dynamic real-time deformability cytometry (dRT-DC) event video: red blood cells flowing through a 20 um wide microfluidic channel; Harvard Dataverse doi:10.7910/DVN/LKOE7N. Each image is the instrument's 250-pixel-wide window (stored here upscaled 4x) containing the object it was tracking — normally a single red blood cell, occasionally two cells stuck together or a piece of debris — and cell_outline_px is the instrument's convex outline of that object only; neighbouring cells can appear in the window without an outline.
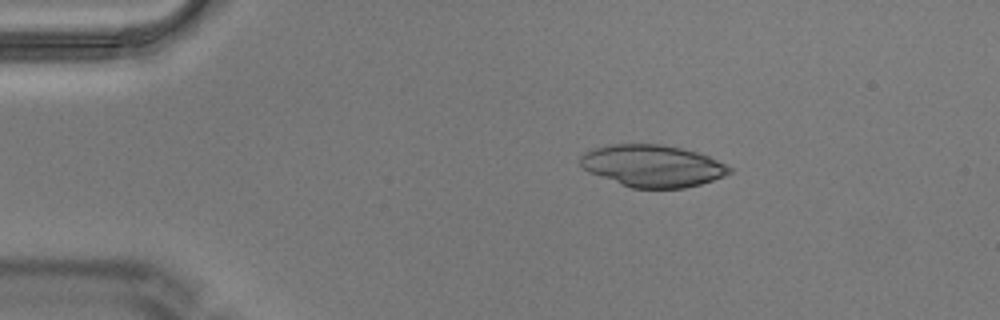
{"species": "Egyptian fruit bat (a non-hibernating species)", "species_latin": "Rousettus aegyptiacus", "temperature_condition": "warm", "stored_images_in_passage": 4, "camera_frame_rate_fps": 3000, "um_per_image_px": 0.085, "animal": {"sex": "male"}, "frame": {"image": 1, "passage_image": 2, "time_ms": 0.333, "image_size_px": [1000, 320], "cell_outline_px": [[732, 172], [724, 176], [700, 184], [684, 188], [632, 188], [620, 184], [588, 172], [580, 164], [580, 156], [584, 152], [592, 148], [608, 144], [664, 144], [696, 152], [708, 156], [732, 168]], "centroid_in_image_um": [55.43, 14.09], "position_along_channel_um": 29.6, "area_um2": 36.47}}